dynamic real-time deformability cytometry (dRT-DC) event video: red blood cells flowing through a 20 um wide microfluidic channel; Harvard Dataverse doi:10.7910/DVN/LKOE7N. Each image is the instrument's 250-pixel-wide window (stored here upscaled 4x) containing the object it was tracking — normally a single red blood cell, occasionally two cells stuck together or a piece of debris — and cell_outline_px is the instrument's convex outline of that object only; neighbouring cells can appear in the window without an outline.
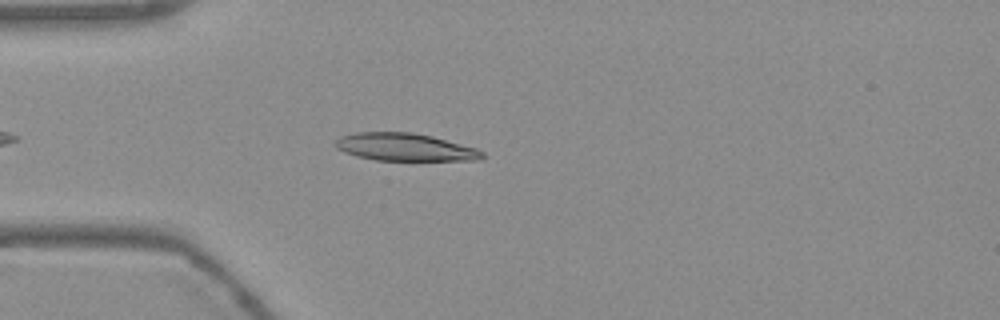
{"species": "Egyptian fruit bat (a non-hibernating species)", "species_latin": "Rousettus aegyptiacus", "temperature_condition": "warm", "stored_images_in_passage": 42, "camera_frame_rate_fps": 3000, "um_per_image_px": 0.085, "frame": {"image": 1, "passage_image": 6, "time_ms": 1.667, "image_size_px": [1000, 320], "cell_outline_px": [[484, 156], [480, 160], [376, 160], [356, 156], [344, 152], [336, 148], [332, 144], [340, 136], [356, 132], [412, 132], [432, 136], [476, 148], [484, 152]], "centroid_in_image_um": [34.38, 12.5], "position_along_channel_um": 50.6, "area_um2": 23.7}}
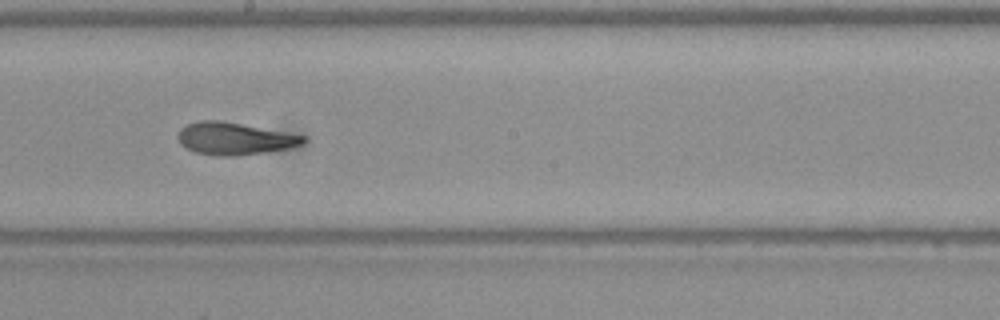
{"frame": {"image": 2, "passage_image": 21, "time_ms": 6.667, "image_size_px": [1000, 320], "cell_outline_px": [[308, 140], [304, 144], [288, 148], [268, 152], [232, 156], [220, 156], [196, 152], [180, 144], [176, 136], [180, 128], [188, 124], [200, 120], [220, 120], [308, 136]], "centroid_in_image_um": [19.96, 11.78], "position_along_channel_um": 228.2, "area_um2": 23.7}}
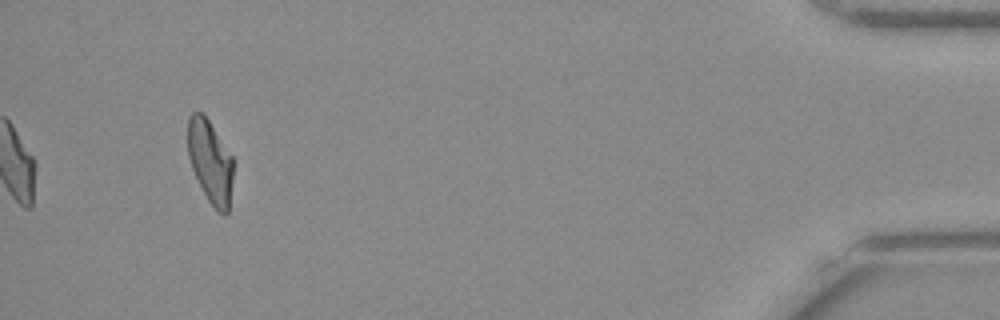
{"frame": {"image": 3, "passage_image": 42, "time_ms": 13.667, "image_size_px": [1000, 320], "cell_outline_px": [[236, 160], [228, 212], [224, 216], [208, 200], [192, 168], [188, 156], [188, 116], [192, 112], [204, 112]], "centroid_in_image_um": [17.92, 13.68], "position_along_channel_um": 417.3, "area_um2": 22.48}, "authors_computed_cell_mechanics": {"area_um2": 23.2356, "velocity_mm_per_s": 3.742, "shape_relaxation_time_tau1_ms": 7.76, "shape_relaxation_time_tau2_ms": 1.9733, "deformation_change_tau1": 0.2283, "deformation_change_tau2": 0.0781}}